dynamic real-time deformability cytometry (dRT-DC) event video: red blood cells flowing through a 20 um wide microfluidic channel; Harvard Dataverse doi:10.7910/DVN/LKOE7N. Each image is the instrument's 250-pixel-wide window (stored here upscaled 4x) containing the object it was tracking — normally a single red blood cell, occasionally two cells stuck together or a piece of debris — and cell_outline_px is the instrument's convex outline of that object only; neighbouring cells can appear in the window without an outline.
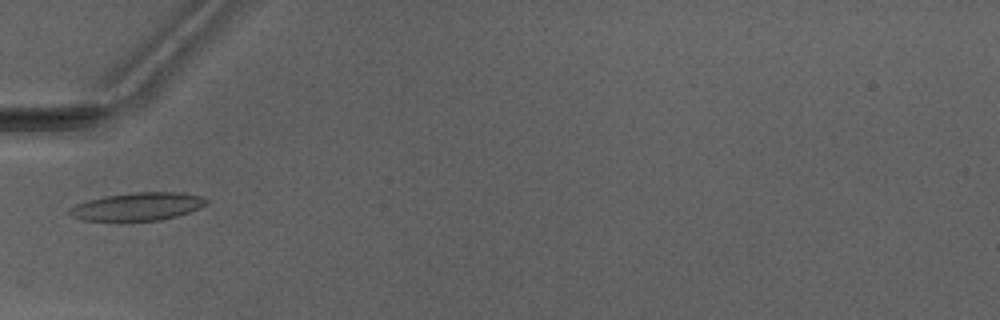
{"species": "Egyptian fruit bat (a non-hibernating species)", "species_latin": "Rousettus aegyptiacus", "temperature_condition": "warm", "stored_images_in_passage": 1, "camera_frame_rate_fps": 3000, "um_per_image_px": 0.085, "animal": {"sex": "male"}, "frame": {"image": 1, "passage_image": 1, "time_ms": 0.0, "image_size_px": [1000, 320], "cell_outline_px": [[208, 204], [200, 208], [176, 216], [160, 220], [84, 220], [72, 216], [68, 212], [68, 208], [76, 204], [88, 200], [104, 196], [132, 192], [180, 192], [204, 196], [208, 200]], "centroid_in_image_um": [11.73, 17.53], "position_along_channel_um": 73.3, "area_um2": 22.25}}